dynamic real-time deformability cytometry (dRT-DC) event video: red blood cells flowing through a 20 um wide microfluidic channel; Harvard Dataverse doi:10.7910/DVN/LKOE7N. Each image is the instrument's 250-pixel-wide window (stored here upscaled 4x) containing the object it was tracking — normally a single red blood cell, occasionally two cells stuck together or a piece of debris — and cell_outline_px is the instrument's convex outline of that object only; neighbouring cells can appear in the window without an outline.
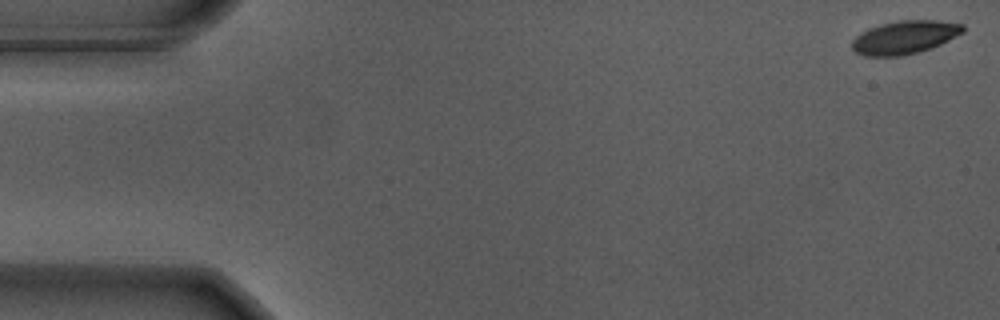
{"species": "Egyptian fruit bat (a non-hibernating species)", "species_latin": "Rousettus aegyptiacus", "temperature_condition": "warm", "stored_images_in_passage": 56, "camera_frame_rate_fps": 3000, "um_per_image_px": 0.085, "animal": {"sex": "male"}, "frame": {"image": 1, "passage_image": 1, "time_ms": 0.0, "image_size_px": [1000, 320], "cell_outline_px": [[964, 32], [940, 44], [916, 52], [900, 56], [864, 56], [856, 52], [852, 48], [852, 40], [860, 32], [868, 28], [880, 24], [900, 20], [936, 20], [964, 24]], "centroid_in_image_um": [76.87, 3.16], "position_along_channel_um": 8.1, "area_um2": 21.39}}
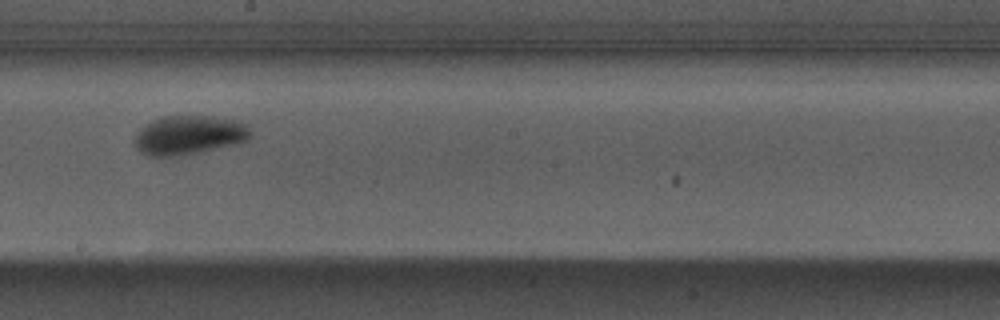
{"frame": {"image": 2, "passage_image": 31, "time_ms": 10.0, "image_size_px": [1000, 320], "cell_outline_px": [[252, 136], [248, 140], [232, 144], [196, 152], [172, 156], [148, 156], [136, 148], [132, 140], [136, 132], [140, 128], [152, 120], [164, 116], [212, 116], [240, 120], [248, 124], [252, 132]], "centroid_in_image_um": [16.06, 11.45], "position_along_channel_um": 232.1, "area_um2": 26.47}}
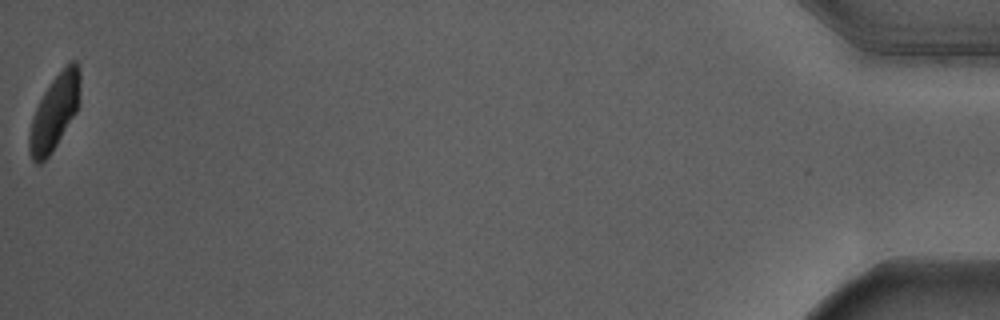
{"frame": {"image": 3, "passage_image": 56, "time_ms": 18.333, "image_size_px": [1000, 320], "cell_outline_px": [[80, 100], [76, 112], [52, 152], [40, 164], [36, 164], [32, 160], [28, 148], [28, 132], [32, 116], [48, 84], [72, 60], [76, 60], [80, 68]], "centroid_in_image_um": [4.62, 9.55], "position_along_channel_um": 430.6, "area_um2": 22.31}, "authors_computed_cell_mechanics": {"area_um2": 23.6691, "velocity_mm_per_s": 3.6444, "shape_relaxation_time_tau1_ms": 2.4976, "shape_relaxation_time_tau2_ms": null, "deformation_change_tau1": 0.1486, "deformation_change_tau2": null}}